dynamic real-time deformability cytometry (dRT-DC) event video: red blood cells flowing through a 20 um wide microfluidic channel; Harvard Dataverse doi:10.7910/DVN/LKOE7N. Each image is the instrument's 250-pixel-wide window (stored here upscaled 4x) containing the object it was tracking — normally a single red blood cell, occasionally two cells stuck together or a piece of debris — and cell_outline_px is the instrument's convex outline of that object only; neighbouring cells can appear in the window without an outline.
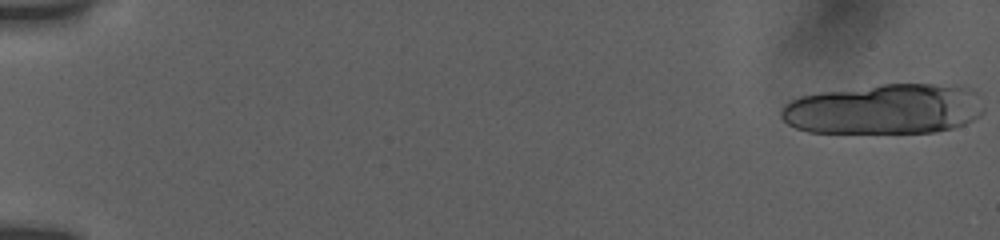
{"species": "human", "species_latin": "Homo sapiens", "temperature_condition": "room temperature", "stored_images_in_passage": 22, "camera_frame_rate_fps": 3000, "um_per_image_px": 0.085, "donor": {"sex": "female"}, "frame": {"image": 1, "passage_image": 1, "time_ms": 0.0, "image_size_px": [1000, 240], "cell_outline_px": [[984, 112], [980, 116], [964, 124], [952, 128], [936, 132], [808, 132], [796, 128], [788, 124], [780, 116], [780, 112], [784, 104], [800, 96], [820, 92], [884, 84], [960, 84], [976, 92], [984, 108]], "centroid_in_image_um": [75.21, 9.26], "position_along_channel_um": 9.8, "area_um2": 59.65}}